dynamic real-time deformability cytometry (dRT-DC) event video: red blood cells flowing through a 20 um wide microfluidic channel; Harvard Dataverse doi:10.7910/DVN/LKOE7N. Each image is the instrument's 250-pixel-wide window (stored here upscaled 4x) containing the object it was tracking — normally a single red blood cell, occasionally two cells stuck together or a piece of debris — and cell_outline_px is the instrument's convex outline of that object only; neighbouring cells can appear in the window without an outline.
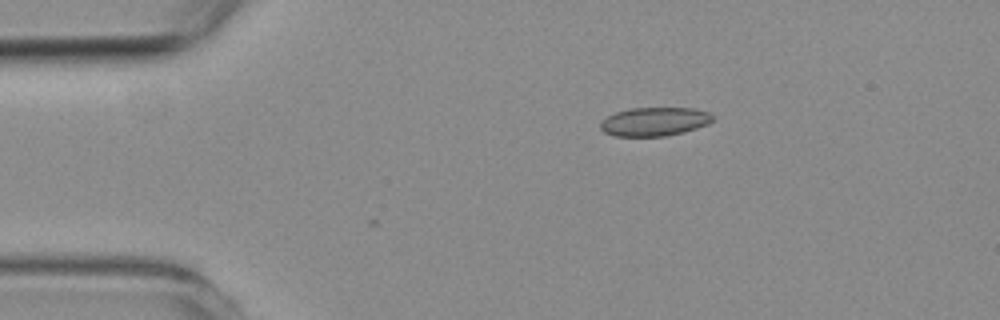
{"species": "common noctule bat (a hibernating species)", "species_latin": "Nyctalus noctula", "temperature_condition": "room temperature", "stored_images_in_passage": 4, "camera_frame_rate_fps": 3000, "um_per_image_px": 0.085, "animal": {"sex": "female", "body_mass_g": 19.3, "forearm_length_mm": 54.1}, "frame": {"image": 1, "passage_image": 4, "time_ms": 1.0, "image_size_px": [1000, 320], "cell_outline_px": [[712, 120], [708, 124], [684, 132], [664, 136], [616, 136], [604, 132], [600, 128], [600, 124], [608, 116], [616, 112], [628, 108], [692, 108], [708, 112], [712, 116]], "centroid_in_image_um": [55.62, 10.33], "position_along_channel_um": 29.4, "area_um2": 18.61}}